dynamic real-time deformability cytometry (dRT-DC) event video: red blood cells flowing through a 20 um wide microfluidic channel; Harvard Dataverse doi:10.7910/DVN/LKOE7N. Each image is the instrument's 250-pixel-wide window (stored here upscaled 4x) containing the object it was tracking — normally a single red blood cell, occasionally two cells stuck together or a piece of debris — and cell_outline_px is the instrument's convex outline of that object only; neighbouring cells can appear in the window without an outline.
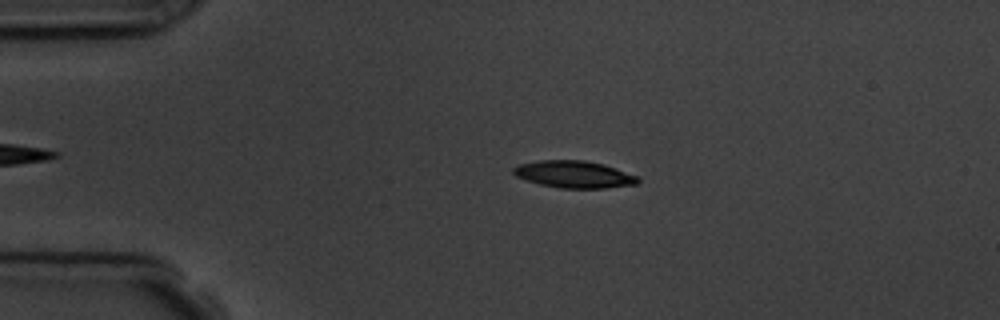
{"species": "common noctule bat (a hibernating species)", "species_latin": "Nyctalus noctula", "temperature_condition": "room temperature", "stored_images_in_passage": 3, "camera_frame_rate_fps": 3000, "um_per_image_px": 0.085, "animal": {"sex": "male", "body_mass_g": 19.5, "forearm_length_mm": 54.6}, "frame": {"image": 1, "passage_image": 2, "time_ms": 1.0, "image_size_px": [1000, 320], "cell_outline_px": [[640, 180], [636, 184], [608, 188], [560, 188], [540, 184], [516, 176], [512, 172], [512, 168], [520, 164], [540, 160], [584, 160], [604, 164], [616, 168], [636, 176]], "centroid_in_image_um": [48.79, 14.82], "position_along_channel_um": 36.2, "area_um2": 19.54}}
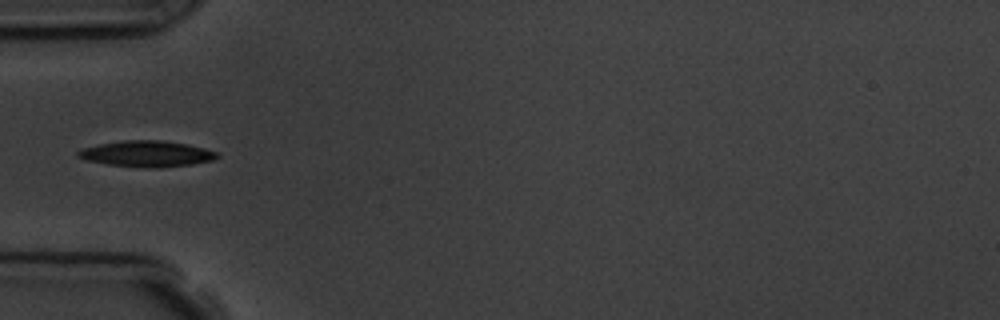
{"frame": {"image": 2, "passage_image": 3, "time_ms": 3.0, "image_size_px": [1000, 320], "cell_outline_px": [[220, 156], [212, 160], [192, 164], [160, 168], [152, 168], [108, 164], [88, 160], [76, 156], [76, 152], [80, 148], [100, 144], [124, 140], [160, 140], [188, 144], [220, 152]], "centroid_in_image_um": [12.5, 13.06], "position_along_channel_um": 72.5, "area_um2": 21.1}}